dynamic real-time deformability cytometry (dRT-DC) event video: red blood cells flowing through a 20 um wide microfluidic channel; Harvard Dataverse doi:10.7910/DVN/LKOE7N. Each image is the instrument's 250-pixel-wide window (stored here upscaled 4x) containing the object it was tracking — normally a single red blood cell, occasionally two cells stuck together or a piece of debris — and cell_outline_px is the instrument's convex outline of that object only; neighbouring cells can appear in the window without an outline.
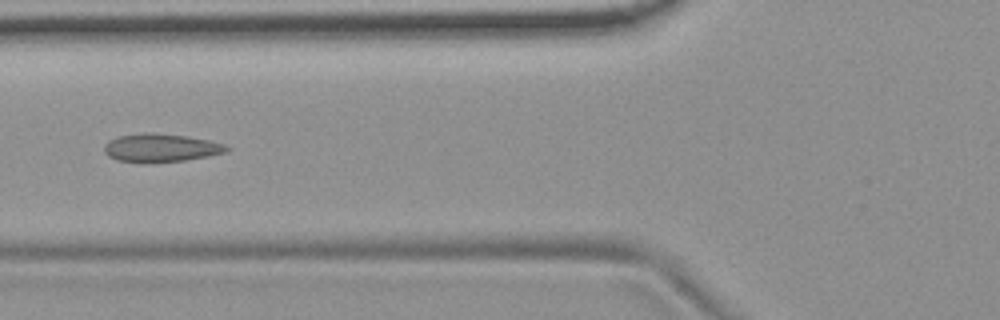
{"species": "common noctule bat (a hibernating species)", "species_latin": "Nyctalus noctula", "temperature_condition": "room temperature", "stored_images_in_passage": 9, "camera_frame_rate_fps": 3000, "um_per_image_px": 0.085, "animal": {"sex": "female", "body_mass_g": 19.9}, "frame": {"image": 1, "passage_image": 6, "time_ms": 1.667, "image_size_px": [1000, 320], "cell_outline_px": [[232, 148], [224, 152], [208, 156], [184, 160], [140, 164], [116, 160], [108, 156], [104, 152], [104, 144], [108, 140], [120, 136], [144, 132], [148, 132], [188, 136], [208, 140], [224, 144]], "centroid_in_image_um": [13.62, 12.58], "position_along_channel_um": 112.2, "area_um2": 20.4}}
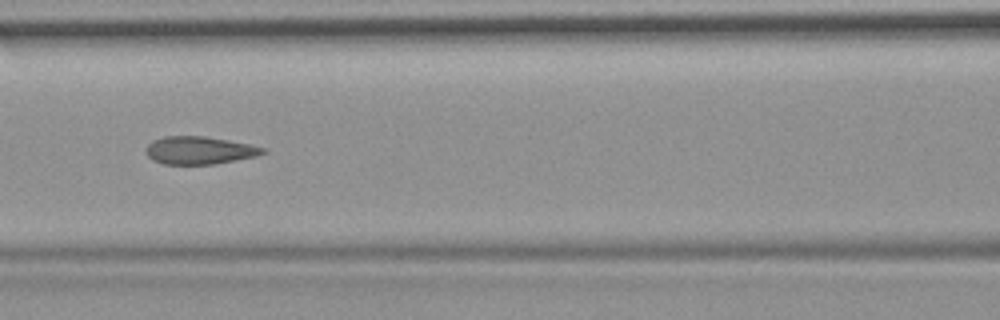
{"frame": {"image": 2, "passage_image": 7, "time_ms": 2.0, "image_size_px": [1000, 320], "cell_outline_px": [[268, 152], [256, 156], [216, 164], [164, 164], [152, 160], [148, 156], [144, 148], [152, 140], [164, 136], [204, 136], [228, 140], [268, 148]], "centroid_in_image_um": [16.95, 12.78], "position_along_channel_um": 149.7, "area_um2": 19.07}}